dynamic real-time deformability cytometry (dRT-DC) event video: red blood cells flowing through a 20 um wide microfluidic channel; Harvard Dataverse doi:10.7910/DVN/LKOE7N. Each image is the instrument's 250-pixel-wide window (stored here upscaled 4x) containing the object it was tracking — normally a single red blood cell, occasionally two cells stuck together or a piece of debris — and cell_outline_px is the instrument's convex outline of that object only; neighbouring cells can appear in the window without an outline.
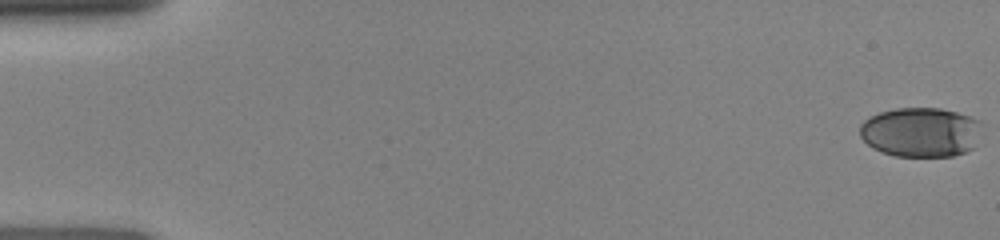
{"species": "human", "species_latin": "Homo sapiens", "temperature_condition": "room temperature", "stored_images_in_passage": 31, "camera_frame_rate_fps": 3000, "um_per_image_px": 0.085, "donor": {"sex": "female"}, "frame": {"image": 1, "passage_image": 1, "time_ms": 0.0, "image_size_px": [1000, 240], "cell_outline_px": [[984, 124], [976, 148], [952, 156], [896, 156], [880, 152], [872, 148], [860, 136], [860, 124], [864, 120], [880, 112], [896, 108], [940, 108], [956, 112], [980, 120]], "centroid_in_image_um": [78.31, 11.24], "position_along_channel_um": 6.7, "area_um2": 35.78}}
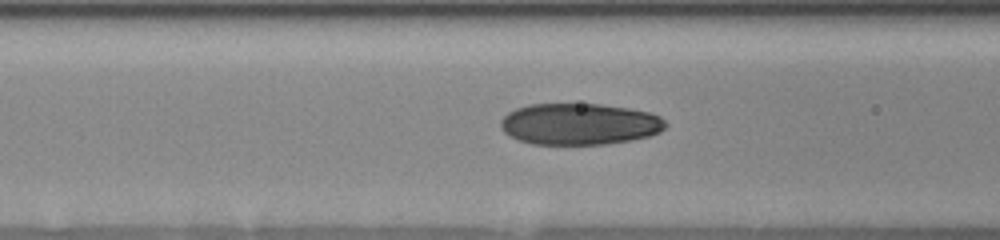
{"frame": {"image": 2, "passage_image": 18, "time_ms": 6.333, "image_size_px": [1000, 240], "cell_outline_px": [[668, 124], [660, 132], [648, 136], [632, 140], [604, 144], [532, 144], [508, 136], [500, 128], [500, 120], [508, 112], [516, 108], [528, 104], [600, 104], [628, 108], [648, 112], [660, 116]], "centroid_in_image_um": [49.23, 10.54], "position_along_channel_um": 117.4, "area_um2": 40.0}}
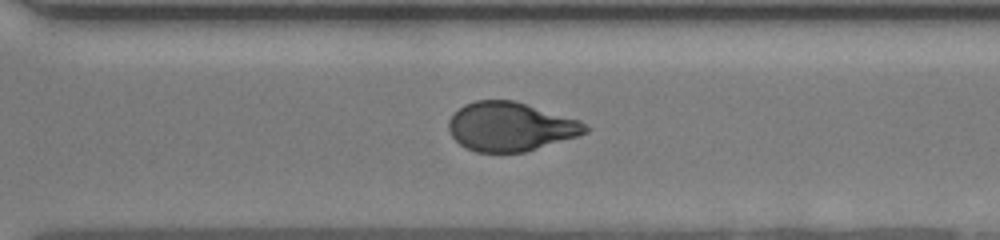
{"frame": {"image": 3, "passage_image": 31, "time_ms": 11.333, "image_size_px": [1000, 240], "cell_outline_px": [[592, 128], [588, 132], [576, 136], [524, 152], [476, 152], [460, 144], [452, 136], [448, 128], [448, 120], [464, 104], [476, 100], [512, 100], [580, 120], [588, 124]], "centroid_in_image_um": [43.4, 10.76], "position_along_channel_um": 327.2, "area_um2": 38.67}}